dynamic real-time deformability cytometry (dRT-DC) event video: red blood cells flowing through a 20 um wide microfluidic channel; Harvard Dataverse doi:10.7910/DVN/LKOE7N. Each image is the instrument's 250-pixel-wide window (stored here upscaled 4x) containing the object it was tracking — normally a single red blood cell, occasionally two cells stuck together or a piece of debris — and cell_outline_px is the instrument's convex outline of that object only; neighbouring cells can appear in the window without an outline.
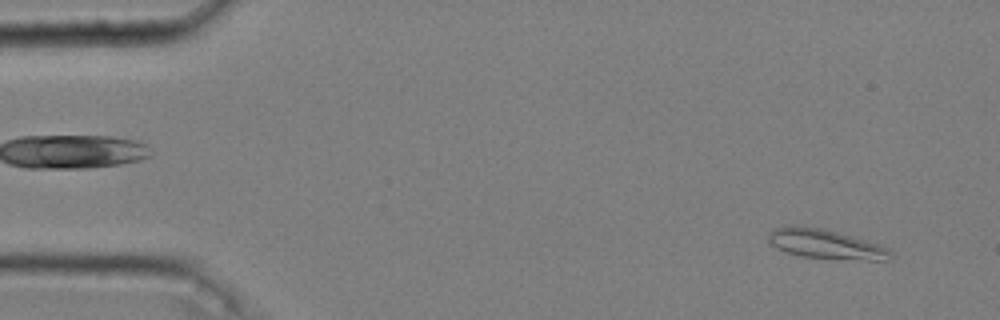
{"species": "common noctule bat (a hibernating species)", "species_latin": "Nyctalus noctula", "temperature_condition": "cold", "stored_images_in_passage": 52, "camera_frame_rate_fps": 3000, "um_per_image_px": 0.085, "animal": {"sex": "male", "body_mass_g": 20.4}, "frame": {"image": 1, "passage_image": 4, "time_ms": 1.0, "image_size_px": [1000, 320], "cell_outline_px": [[892, 256], [884, 260], [868, 260], [800, 256], [788, 252], [772, 244], [768, 240], [768, 232], [772, 228], [792, 224], [796, 224], [820, 228], [840, 232], [880, 244], [888, 248], [892, 252]], "centroid_in_image_um": [70.16, 20.71], "position_along_channel_um": 14.8, "area_um2": 20.98}}
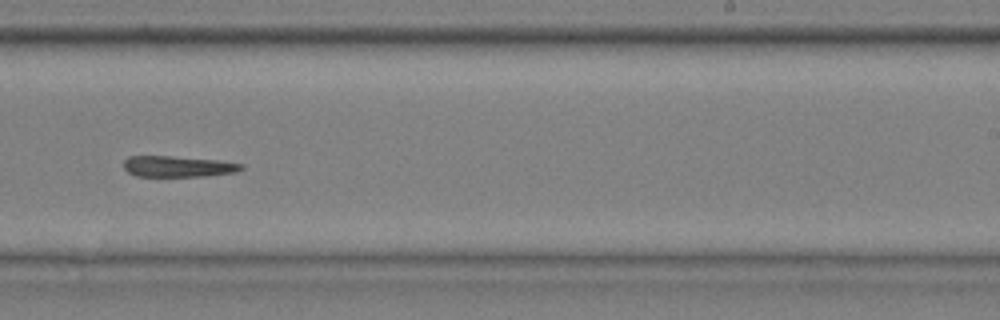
{"frame": {"image": 2, "passage_image": 34, "time_ms": 11.0, "image_size_px": [1000, 320], "cell_outline_px": [[244, 168], [236, 172], [204, 176], [136, 176], [128, 172], [124, 168], [124, 160], [128, 156], [172, 156], [220, 160], [244, 164]], "centroid_in_image_um": [15.14, 14.14], "position_along_channel_um": 273.9, "area_um2": 14.45}}
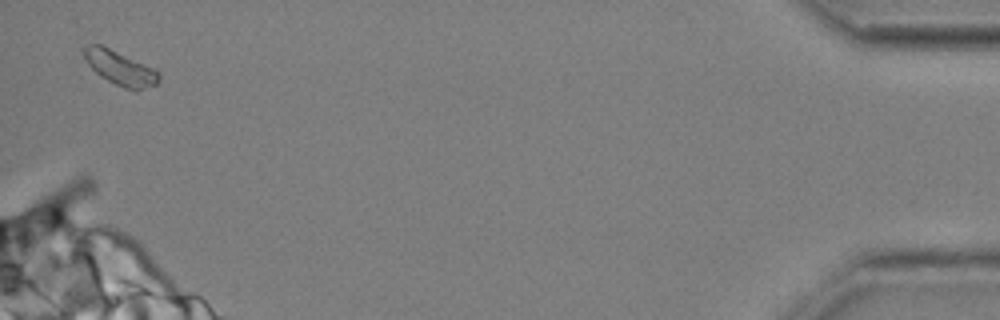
{"frame": {"image": 3, "passage_image": 52, "time_ms": 17.0, "image_size_px": [1000, 320], "cell_outline_px": [[160, 80], [156, 84], [136, 92], [124, 88], [100, 76], [88, 64], [84, 56], [84, 48], [88, 44], [100, 44], [156, 68], [160, 72]], "centroid_in_image_um": [10.27, 5.79], "position_along_channel_um": 424.9, "area_um2": 15.09}}